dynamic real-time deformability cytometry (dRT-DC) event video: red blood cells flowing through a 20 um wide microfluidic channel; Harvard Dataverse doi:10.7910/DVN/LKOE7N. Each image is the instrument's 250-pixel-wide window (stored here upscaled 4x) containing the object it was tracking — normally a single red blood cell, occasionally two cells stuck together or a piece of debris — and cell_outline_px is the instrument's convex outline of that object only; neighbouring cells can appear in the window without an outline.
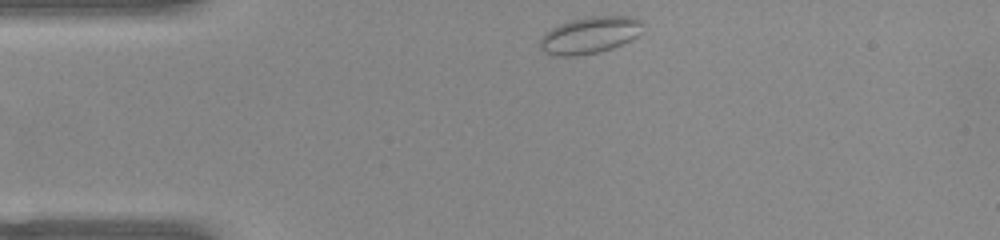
{"species": "common noctule bat (a hibernating species)", "species_latin": "Nyctalus noctula", "temperature_condition": "warm", "stored_images_in_passage": 42, "camera_frame_rate_fps": 3000, "um_per_image_px": 0.085, "animal": {"sex": "female", "body_mass_g": 22.0, "forearm_length_mm": 56.7}, "frame": {"image": 1, "passage_image": 1, "time_ms": 0.0, "image_size_px": [1000, 240], "cell_outline_px": [[644, 24], [640, 32], [636, 36], [612, 48], [596, 52], [576, 56], [552, 56], [544, 52], [540, 48], [540, 40], [552, 28], [560, 24], [584, 16], [628, 16], [640, 20]], "centroid_in_image_um": [50.12, 2.98], "position_along_channel_um": 34.9, "area_um2": 21.73}}
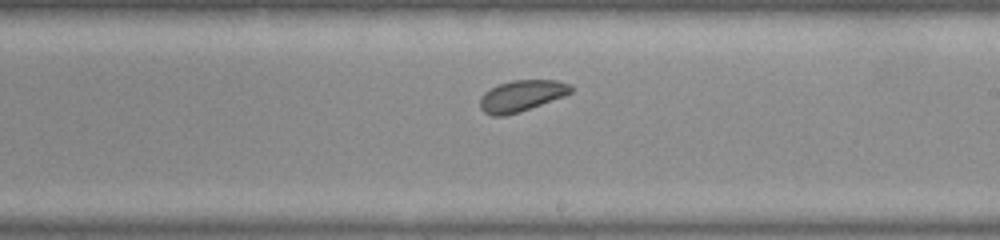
{"frame": {"image": 2, "passage_image": 20, "time_ms": 6.333, "image_size_px": [1000, 240], "cell_outline_px": [[572, 92], [564, 96], [520, 112], [504, 116], [492, 116], [484, 112], [480, 108], [480, 96], [484, 92], [500, 84], [512, 80], [556, 80], [572, 84]], "centroid_in_image_um": [44.33, 8.15], "position_along_channel_um": 244.7, "area_um2": 16.59}}
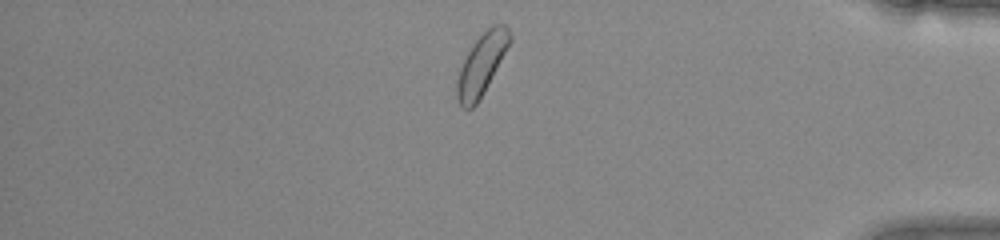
{"frame": {"image": 3, "passage_image": 34, "time_ms": 11.0, "image_size_px": [1000, 240], "cell_outline_px": [[512, 40], [484, 92], [476, 104], [472, 108], [464, 108], [456, 100], [456, 80], [460, 68], [472, 44], [492, 24], [504, 24], [508, 28], [512, 36]], "centroid_in_image_um": [40.93, 5.47], "position_along_channel_um": 394.3, "area_um2": 18.67}, "authors_computed_cell_mechanics": {"area_um2": 17.8313, "velocity_mm_per_s": 3.9059, "shape_relaxation_time_tau1_ms": 1.1646, "shape_relaxation_time_tau2_ms": null, "deformation_change_tau1": 0.0347, "deformation_change_tau2": null}}